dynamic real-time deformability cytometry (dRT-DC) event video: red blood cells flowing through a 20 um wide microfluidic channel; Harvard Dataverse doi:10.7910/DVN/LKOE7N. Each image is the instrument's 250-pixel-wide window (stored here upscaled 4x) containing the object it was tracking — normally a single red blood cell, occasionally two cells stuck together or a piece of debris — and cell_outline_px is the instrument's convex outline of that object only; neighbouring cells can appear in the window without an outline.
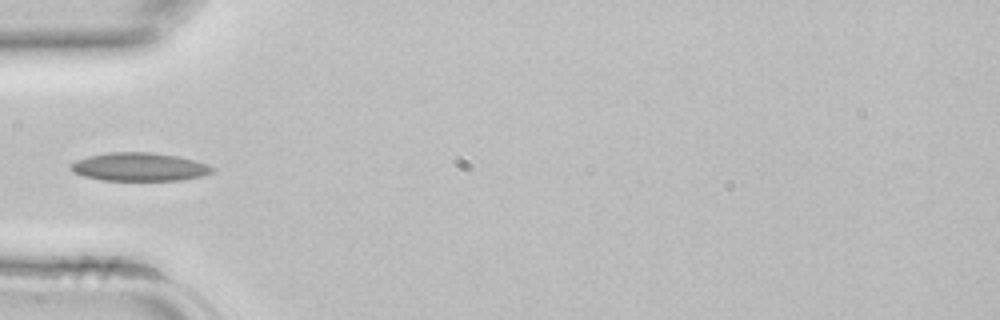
{"species": "common noctule bat (a hibernating species)", "species_latin": "Nyctalus noctula", "temperature_condition": "room temperature", "stored_images_in_passage": 18, "camera_frame_rate_fps": 3000, "um_per_image_px": 0.085, "animal": {"sex": "female", "body_mass_g": 22.7, "forearm_length_mm": 54.2}, "frame": {"image": 1, "passage_image": 1, "time_ms": 0.0, "image_size_px": [1000, 320], "cell_outline_px": [[216, 172], [200, 176], [180, 180], [100, 180], [84, 176], [72, 172], [68, 168], [68, 164], [76, 160], [88, 156], [108, 152], [152, 152], [180, 156], [196, 160], [216, 168]], "centroid_in_image_um": [11.83, 14.18], "position_along_channel_um": 73.2, "area_um2": 23.7}}